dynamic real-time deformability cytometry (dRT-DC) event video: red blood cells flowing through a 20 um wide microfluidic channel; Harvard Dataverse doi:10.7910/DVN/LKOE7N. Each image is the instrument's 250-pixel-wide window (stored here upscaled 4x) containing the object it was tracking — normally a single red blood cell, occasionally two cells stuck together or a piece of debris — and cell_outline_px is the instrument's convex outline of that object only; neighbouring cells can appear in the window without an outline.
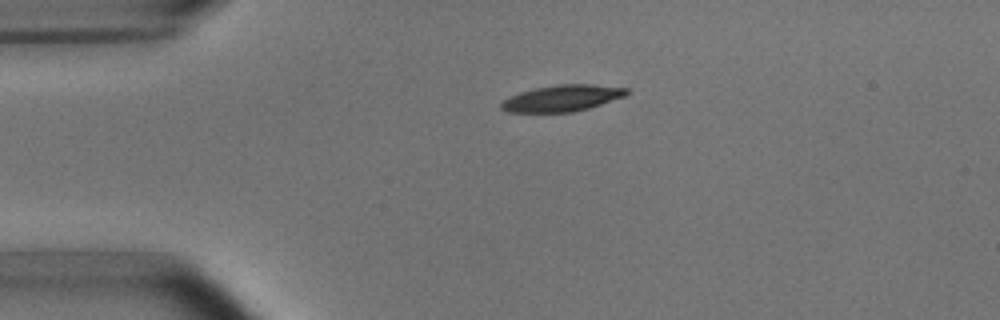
{"species": "common noctule bat (a hibernating species)", "species_latin": "Nyctalus noctula", "temperature_condition": "room temperature", "stored_images_in_passage": 2, "camera_frame_rate_fps": 3000, "um_per_image_px": 0.085, "animal": {"sex": "male", "body_mass_g": 15.6}, "frame": {"image": 1, "passage_image": 1, "time_ms": 0.0, "image_size_px": [1000, 320], "cell_outline_px": [[628, 92], [624, 96], [588, 108], [572, 112], [508, 112], [500, 108], [500, 104], [508, 96], [520, 92], [536, 88], [556, 84], [592, 84], [628, 88]], "centroid_in_image_um": [47.74, 8.34], "position_along_channel_um": 37.3, "area_um2": 19.13}}